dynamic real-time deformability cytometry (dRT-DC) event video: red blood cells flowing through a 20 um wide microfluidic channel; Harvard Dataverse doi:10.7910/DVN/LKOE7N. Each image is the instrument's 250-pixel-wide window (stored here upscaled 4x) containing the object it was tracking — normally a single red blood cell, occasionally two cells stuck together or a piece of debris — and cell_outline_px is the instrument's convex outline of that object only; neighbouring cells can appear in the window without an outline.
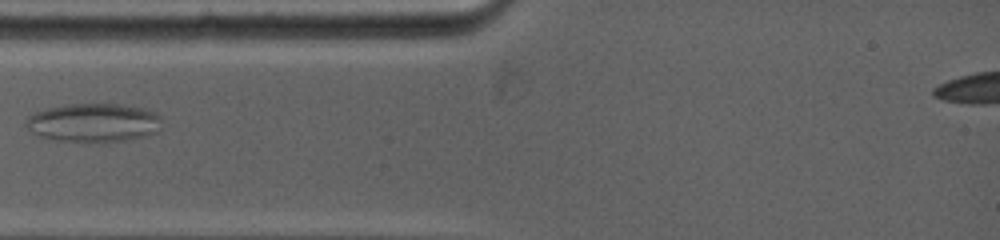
{"species": "common noctule bat (a hibernating species)", "species_latin": "Nyctalus noctula", "temperature_condition": "warm", "stored_images_in_passage": 9, "camera_frame_rate_fps": 5000, "um_per_image_px": 0.085, "animal": {"sex": "female", "body_mass_g": 19.0, "forearm_length_mm": 53.3}, "frame": {"image": 1, "passage_image": 4, "time_ms": 3.2, "image_size_px": [1000, 240], "cell_outline_px": [[160, 120], [156, 132], [144, 136], [128, 140], [100, 144], [60, 140], [40, 136], [32, 132], [24, 124], [28, 116], [36, 112], [48, 108], [64, 104], [116, 104], [144, 108], [160, 116]], "centroid_in_image_um": [7.93, 10.45], "position_along_channel_um": 77.1, "area_um2": 30.75}}
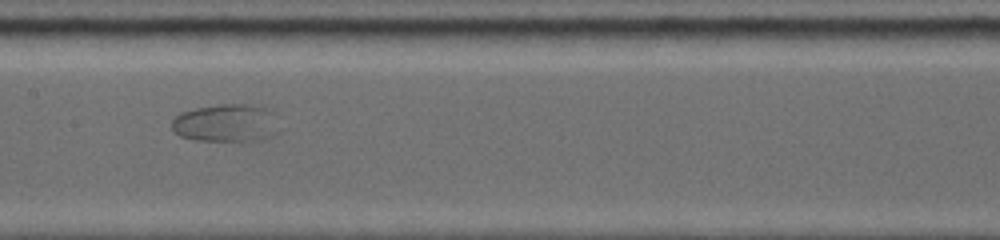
{"frame": {"image": 2, "passage_image": 7, "time_ms": 6.2, "image_size_px": [1000, 240], "cell_outline_px": [[264, 108], [248, 140], [196, 140], [180, 136], [172, 128], [172, 120], [176, 116], [184, 112], [196, 108], [224, 104], [252, 104]], "centroid_in_image_um": [18.55, 10.39], "position_along_channel_um": 188.8, "area_um2": 19.31}}
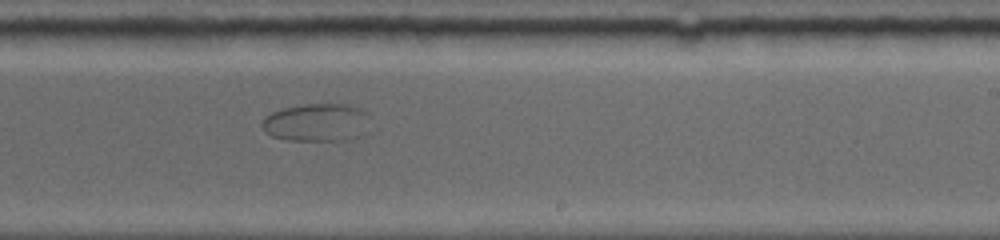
{"frame": {"image": 3, "passage_image": 9, "time_ms": 8.2, "image_size_px": [1000, 240], "cell_outline_px": [[360, 112], [344, 140], [288, 140], [272, 136], [264, 132], [260, 124], [272, 112], [284, 108], [304, 104], [348, 104], [360, 108]], "centroid_in_image_um": [26.49, 10.37], "position_along_channel_um": 262.5, "area_um2": 21.27}}